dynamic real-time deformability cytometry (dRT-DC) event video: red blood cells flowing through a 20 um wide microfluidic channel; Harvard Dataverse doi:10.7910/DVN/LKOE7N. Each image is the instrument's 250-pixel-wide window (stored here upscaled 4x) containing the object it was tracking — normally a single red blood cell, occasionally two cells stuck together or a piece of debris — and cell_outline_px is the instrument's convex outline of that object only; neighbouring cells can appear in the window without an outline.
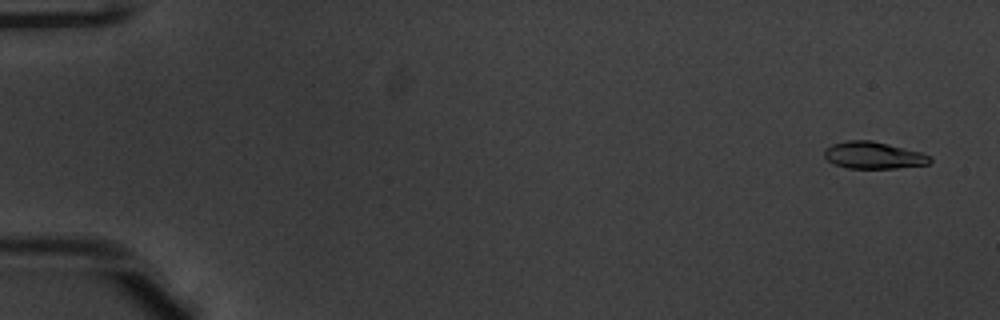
{"species": "common noctule bat (a hibernating species)", "species_latin": "Nyctalus noctula", "temperature_condition": "warm", "stored_images_in_passage": 12, "camera_frame_rate_fps": 3000, "um_per_image_px": 0.085, "animal": {"sex": "male", "body_mass_g": 20.1, "forearm_length_mm": 53.5}, "frame": {"image": 1, "passage_image": 3, "time_ms": 0.667, "image_size_px": [1000, 320], "cell_outline_px": [[932, 160], [928, 164], [896, 168], [848, 168], [836, 164], [828, 160], [824, 156], [824, 148], [832, 144], [848, 140], [872, 140], [920, 152], [932, 156]], "centroid_in_image_um": [74.24, 13.19], "position_along_channel_um": 10.8, "area_um2": 16.53}}